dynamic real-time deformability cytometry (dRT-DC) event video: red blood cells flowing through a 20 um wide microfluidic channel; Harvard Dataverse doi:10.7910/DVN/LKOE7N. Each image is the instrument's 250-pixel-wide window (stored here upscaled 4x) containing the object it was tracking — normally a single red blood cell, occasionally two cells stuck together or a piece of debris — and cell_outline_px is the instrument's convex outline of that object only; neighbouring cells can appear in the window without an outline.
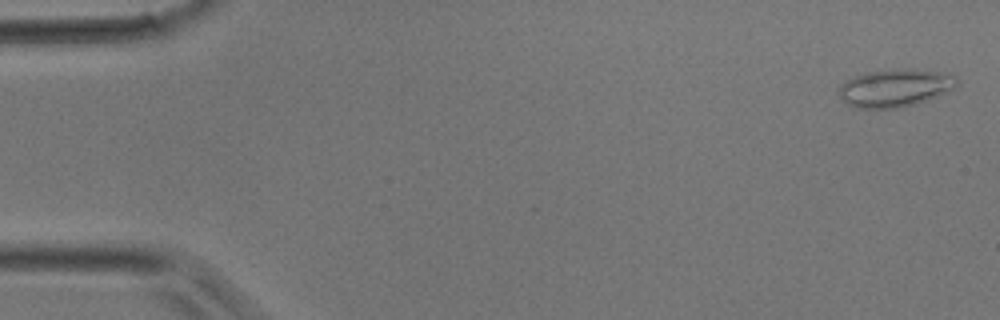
{"species": "common noctule bat (a hibernating species)", "species_latin": "Nyctalus noctula", "temperature_condition": "room temperature", "stored_images_in_passage": 38, "camera_frame_rate_fps": 3000, "um_per_image_px": 0.085, "animal": {"sex": "male", "body_mass_g": 17.9}, "frame": {"image": 1, "passage_image": 1, "time_ms": 0.0, "image_size_px": [1000, 320], "cell_outline_px": [[960, 80], [956, 88], [936, 96], [900, 108], [856, 108], [848, 104], [836, 92], [840, 84], [856, 76], [868, 72], [904, 68], [908, 68], [940, 72], [956, 76]], "centroid_in_image_um": [76.09, 7.47], "position_along_channel_um": 8.9, "area_um2": 25.84}}
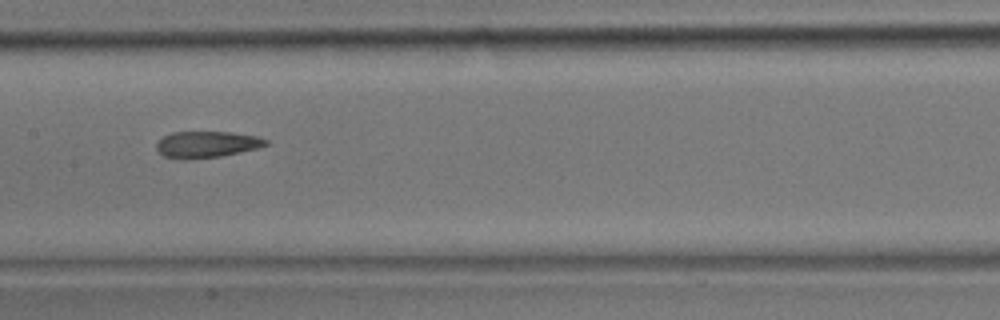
{"frame": {"image": 2, "passage_image": 19, "time_ms": 6.0, "image_size_px": [1000, 320], "cell_outline_px": [[268, 144], [260, 148], [220, 156], [188, 160], [184, 160], [164, 156], [156, 148], [156, 144], [164, 136], [172, 132], [232, 132], [260, 136], [268, 140]], "centroid_in_image_um": [17.61, 12.27], "position_along_channel_um": 189.8, "area_um2": 16.99}}
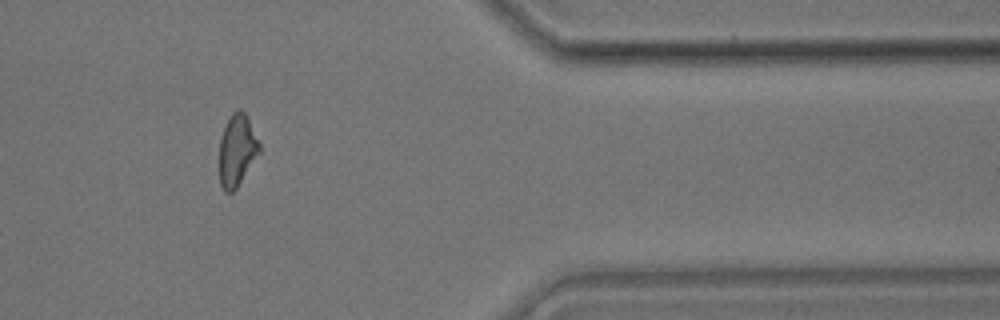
{"frame": {"image": 3, "passage_image": 32, "time_ms": 10.333, "image_size_px": [1000, 320], "cell_outline_px": [[260, 152], [236, 188], [232, 192], [224, 192], [220, 184], [220, 140], [224, 124], [232, 112], [236, 108], [240, 108], [244, 112], [260, 144]], "centroid_in_image_um": [20.13, 12.75], "position_along_channel_um": 391.3, "area_um2": 16.59}}